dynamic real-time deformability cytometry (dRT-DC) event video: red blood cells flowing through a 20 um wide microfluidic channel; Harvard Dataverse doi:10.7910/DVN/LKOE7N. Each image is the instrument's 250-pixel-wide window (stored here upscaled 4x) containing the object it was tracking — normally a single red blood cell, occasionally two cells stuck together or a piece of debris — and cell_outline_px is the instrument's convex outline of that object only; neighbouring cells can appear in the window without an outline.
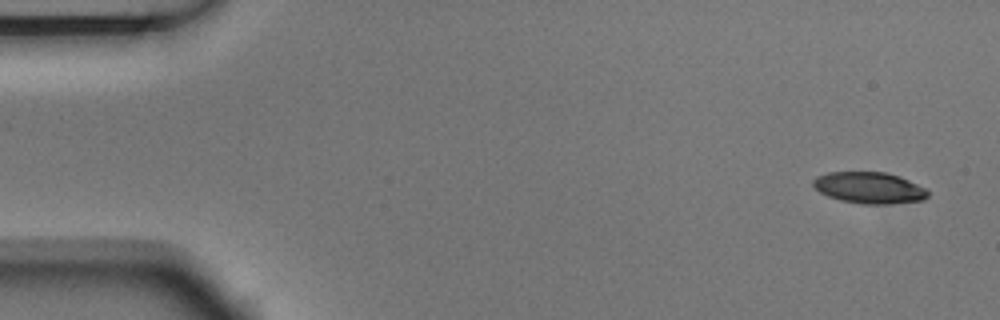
{"species": "Egyptian fruit bat (a non-hibernating species)", "species_latin": "Rousettus aegyptiacus", "temperature_condition": "room temperature", "stored_images_in_passage": 5, "segment_of_instrument_passage": [2, 2], "camera_frame_rate_fps": 3000, "um_per_image_px": 0.085, "animal": {"sex": "male"}, "frame": {"image": 1, "passage_image": 5, "time_ms": 1.333, "image_size_px": [1000, 320], "cell_outline_px": [[928, 196], [924, 200], [888, 204], [860, 204], [840, 200], [828, 196], [820, 192], [812, 184], [812, 180], [816, 176], [828, 172], [884, 172], [900, 176], [924, 188], [928, 192]], "centroid_in_image_um": [73.86, 15.96], "position_along_channel_um": 11.1, "area_um2": 20.98}}